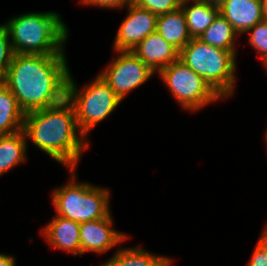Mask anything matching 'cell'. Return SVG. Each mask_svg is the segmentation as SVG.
Listing matches in <instances>:
<instances>
[{
  "label": "cell",
  "instance_id": "6da1fadb",
  "mask_svg": "<svg viewBox=\"0 0 267 266\" xmlns=\"http://www.w3.org/2000/svg\"><path fill=\"white\" fill-rule=\"evenodd\" d=\"M66 55L15 54L3 83L21 109L31 112L61 103L70 74Z\"/></svg>",
  "mask_w": 267,
  "mask_h": 266
},
{
  "label": "cell",
  "instance_id": "7a4b0ae2",
  "mask_svg": "<svg viewBox=\"0 0 267 266\" xmlns=\"http://www.w3.org/2000/svg\"><path fill=\"white\" fill-rule=\"evenodd\" d=\"M22 130L37 149L68 170L77 169L83 151L90 147L78 129L75 109L67 98L57 105L25 113Z\"/></svg>",
  "mask_w": 267,
  "mask_h": 266
},
{
  "label": "cell",
  "instance_id": "3957f363",
  "mask_svg": "<svg viewBox=\"0 0 267 266\" xmlns=\"http://www.w3.org/2000/svg\"><path fill=\"white\" fill-rule=\"evenodd\" d=\"M5 25L15 54L66 55L69 30L58 12L23 13Z\"/></svg>",
  "mask_w": 267,
  "mask_h": 266
},
{
  "label": "cell",
  "instance_id": "277c9868",
  "mask_svg": "<svg viewBox=\"0 0 267 266\" xmlns=\"http://www.w3.org/2000/svg\"><path fill=\"white\" fill-rule=\"evenodd\" d=\"M236 58L232 51L213 47L198 38H192L179 53V59L226 100L234 96L236 89Z\"/></svg>",
  "mask_w": 267,
  "mask_h": 266
},
{
  "label": "cell",
  "instance_id": "5b68a950",
  "mask_svg": "<svg viewBox=\"0 0 267 266\" xmlns=\"http://www.w3.org/2000/svg\"><path fill=\"white\" fill-rule=\"evenodd\" d=\"M75 170L69 169L68 183L51 193L56 215L78 223L106 217L110 213V189L77 181Z\"/></svg>",
  "mask_w": 267,
  "mask_h": 266
},
{
  "label": "cell",
  "instance_id": "8992f818",
  "mask_svg": "<svg viewBox=\"0 0 267 266\" xmlns=\"http://www.w3.org/2000/svg\"><path fill=\"white\" fill-rule=\"evenodd\" d=\"M82 87L76 84L70 72L66 98L75 109L79 131L88 139L91 130L112 114L122 100L99 74Z\"/></svg>",
  "mask_w": 267,
  "mask_h": 266
},
{
  "label": "cell",
  "instance_id": "52a82bcc",
  "mask_svg": "<svg viewBox=\"0 0 267 266\" xmlns=\"http://www.w3.org/2000/svg\"><path fill=\"white\" fill-rule=\"evenodd\" d=\"M157 75L183 110L196 112L222 100L201 76L180 59L169 64Z\"/></svg>",
  "mask_w": 267,
  "mask_h": 266
},
{
  "label": "cell",
  "instance_id": "ba28073f",
  "mask_svg": "<svg viewBox=\"0 0 267 266\" xmlns=\"http://www.w3.org/2000/svg\"><path fill=\"white\" fill-rule=\"evenodd\" d=\"M117 56L99 75L123 101L134 89L146 83L155 73L132 51H113Z\"/></svg>",
  "mask_w": 267,
  "mask_h": 266
},
{
  "label": "cell",
  "instance_id": "9c48e42d",
  "mask_svg": "<svg viewBox=\"0 0 267 266\" xmlns=\"http://www.w3.org/2000/svg\"><path fill=\"white\" fill-rule=\"evenodd\" d=\"M125 8L127 15L114 38V51H132L146 36L156 31L157 15L133 2Z\"/></svg>",
  "mask_w": 267,
  "mask_h": 266
},
{
  "label": "cell",
  "instance_id": "30bf717a",
  "mask_svg": "<svg viewBox=\"0 0 267 266\" xmlns=\"http://www.w3.org/2000/svg\"><path fill=\"white\" fill-rule=\"evenodd\" d=\"M110 212L106 217L80 223L81 255L87 252L105 254L129 238L124 232L114 229Z\"/></svg>",
  "mask_w": 267,
  "mask_h": 266
},
{
  "label": "cell",
  "instance_id": "8fae6325",
  "mask_svg": "<svg viewBox=\"0 0 267 266\" xmlns=\"http://www.w3.org/2000/svg\"><path fill=\"white\" fill-rule=\"evenodd\" d=\"M40 232L50 248L81 255L80 223L54 215Z\"/></svg>",
  "mask_w": 267,
  "mask_h": 266
},
{
  "label": "cell",
  "instance_id": "7c38bea8",
  "mask_svg": "<svg viewBox=\"0 0 267 266\" xmlns=\"http://www.w3.org/2000/svg\"><path fill=\"white\" fill-rule=\"evenodd\" d=\"M132 52L155 74L178 60L180 53L156 31L146 36Z\"/></svg>",
  "mask_w": 267,
  "mask_h": 266
},
{
  "label": "cell",
  "instance_id": "4fadbf2b",
  "mask_svg": "<svg viewBox=\"0 0 267 266\" xmlns=\"http://www.w3.org/2000/svg\"><path fill=\"white\" fill-rule=\"evenodd\" d=\"M219 13L240 36L264 20L262 0H225Z\"/></svg>",
  "mask_w": 267,
  "mask_h": 266
},
{
  "label": "cell",
  "instance_id": "5bb4252c",
  "mask_svg": "<svg viewBox=\"0 0 267 266\" xmlns=\"http://www.w3.org/2000/svg\"><path fill=\"white\" fill-rule=\"evenodd\" d=\"M156 32L179 51L185 47L192 37L187 28L185 15L181 7L157 17Z\"/></svg>",
  "mask_w": 267,
  "mask_h": 266
},
{
  "label": "cell",
  "instance_id": "9a60e30c",
  "mask_svg": "<svg viewBox=\"0 0 267 266\" xmlns=\"http://www.w3.org/2000/svg\"><path fill=\"white\" fill-rule=\"evenodd\" d=\"M27 142L23 130L0 135V177L27 161Z\"/></svg>",
  "mask_w": 267,
  "mask_h": 266
},
{
  "label": "cell",
  "instance_id": "2e32d148",
  "mask_svg": "<svg viewBox=\"0 0 267 266\" xmlns=\"http://www.w3.org/2000/svg\"><path fill=\"white\" fill-rule=\"evenodd\" d=\"M25 112L9 88L0 84V135L13 134L23 129Z\"/></svg>",
  "mask_w": 267,
  "mask_h": 266
},
{
  "label": "cell",
  "instance_id": "e0dca14e",
  "mask_svg": "<svg viewBox=\"0 0 267 266\" xmlns=\"http://www.w3.org/2000/svg\"><path fill=\"white\" fill-rule=\"evenodd\" d=\"M192 38H198L219 14V7L201 1H192L180 5Z\"/></svg>",
  "mask_w": 267,
  "mask_h": 266
},
{
  "label": "cell",
  "instance_id": "ac0fdd59",
  "mask_svg": "<svg viewBox=\"0 0 267 266\" xmlns=\"http://www.w3.org/2000/svg\"><path fill=\"white\" fill-rule=\"evenodd\" d=\"M240 35L220 13L213 23L198 37L202 42L223 50L232 51L237 56V37Z\"/></svg>",
  "mask_w": 267,
  "mask_h": 266
},
{
  "label": "cell",
  "instance_id": "d6986e66",
  "mask_svg": "<svg viewBox=\"0 0 267 266\" xmlns=\"http://www.w3.org/2000/svg\"><path fill=\"white\" fill-rule=\"evenodd\" d=\"M166 257L145 250L141 245L120 247L108 260L113 266H158Z\"/></svg>",
  "mask_w": 267,
  "mask_h": 266
},
{
  "label": "cell",
  "instance_id": "ffe728a7",
  "mask_svg": "<svg viewBox=\"0 0 267 266\" xmlns=\"http://www.w3.org/2000/svg\"><path fill=\"white\" fill-rule=\"evenodd\" d=\"M248 44L253 47L258 53V58L262 61L267 58V21L258 22L255 26L249 29Z\"/></svg>",
  "mask_w": 267,
  "mask_h": 266
},
{
  "label": "cell",
  "instance_id": "44dd1931",
  "mask_svg": "<svg viewBox=\"0 0 267 266\" xmlns=\"http://www.w3.org/2000/svg\"><path fill=\"white\" fill-rule=\"evenodd\" d=\"M15 52L13 50L7 27L0 24V74L4 76L13 60Z\"/></svg>",
  "mask_w": 267,
  "mask_h": 266
},
{
  "label": "cell",
  "instance_id": "7402d4cb",
  "mask_svg": "<svg viewBox=\"0 0 267 266\" xmlns=\"http://www.w3.org/2000/svg\"><path fill=\"white\" fill-rule=\"evenodd\" d=\"M139 7L148 9L155 15H163L180 7L176 0H133Z\"/></svg>",
  "mask_w": 267,
  "mask_h": 266
},
{
  "label": "cell",
  "instance_id": "603a6c76",
  "mask_svg": "<svg viewBox=\"0 0 267 266\" xmlns=\"http://www.w3.org/2000/svg\"><path fill=\"white\" fill-rule=\"evenodd\" d=\"M247 266H267V225L261 232Z\"/></svg>",
  "mask_w": 267,
  "mask_h": 266
},
{
  "label": "cell",
  "instance_id": "cb8c5ba5",
  "mask_svg": "<svg viewBox=\"0 0 267 266\" xmlns=\"http://www.w3.org/2000/svg\"><path fill=\"white\" fill-rule=\"evenodd\" d=\"M79 4L84 6H95L105 9H122L128 6L133 0H79Z\"/></svg>",
  "mask_w": 267,
  "mask_h": 266
},
{
  "label": "cell",
  "instance_id": "d4e9b609",
  "mask_svg": "<svg viewBox=\"0 0 267 266\" xmlns=\"http://www.w3.org/2000/svg\"><path fill=\"white\" fill-rule=\"evenodd\" d=\"M16 258L12 255L0 253V266H16Z\"/></svg>",
  "mask_w": 267,
  "mask_h": 266
},
{
  "label": "cell",
  "instance_id": "484cf974",
  "mask_svg": "<svg viewBox=\"0 0 267 266\" xmlns=\"http://www.w3.org/2000/svg\"><path fill=\"white\" fill-rule=\"evenodd\" d=\"M201 2H205L207 4L215 5V6H220L225 0H198Z\"/></svg>",
  "mask_w": 267,
  "mask_h": 266
},
{
  "label": "cell",
  "instance_id": "4316f807",
  "mask_svg": "<svg viewBox=\"0 0 267 266\" xmlns=\"http://www.w3.org/2000/svg\"><path fill=\"white\" fill-rule=\"evenodd\" d=\"M173 259L171 257L166 256V258L158 265V266H172Z\"/></svg>",
  "mask_w": 267,
  "mask_h": 266
},
{
  "label": "cell",
  "instance_id": "83f0119b",
  "mask_svg": "<svg viewBox=\"0 0 267 266\" xmlns=\"http://www.w3.org/2000/svg\"><path fill=\"white\" fill-rule=\"evenodd\" d=\"M263 3V16L264 20L267 21V0H262Z\"/></svg>",
  "mask_w": 267,
  "mask_h": 266
},
{
  "label": "cell",
  "instance_id": "f1b7e54d",
  "mask_svg": "<svg viewBox=\"0 0 267 266\" xmlns=\"http://www.w3.org/2000/svg\"><path fill=\"white\" fill-rule=\"evenodd\" d=\"M178 2L179 5L185 4V3H189L192 1H198V0H176Z\"/></svg>",
  "mask_w": 267,
  "mask_h": 266
},
{
  "label": "cell",
  "instance_id": "f546056e",
  "mask_svg": "<svg viewBox=\"0 0 267 266\" xmlns=\"http://www.w3.org/2000/svg\"><path fill=\"white\" fill-rule=\"evenodd\" d=\"M99 266H113V264L109 260H106V262L101 263Z\"/></svg>",
  "mask_w": 267,
  "mask_h": 266
},
{
  "label": "cell",
  "instance_id": "4dcf8cb0",
  "mask_svg": "<svg viewBox=\"0 0 267 266\" xmlns=\"http://www.w3.org/2000/svg\"><path fill=\"white\" fill-rule=\"evenodd\" d=\"M262 64L264 65V67H266V69H267V58L266 59H264L263 61H262Z\"/></svg>",
  "mask_w": 267,
  "mask_h": 266
},
{
  "label": "cell",
  "instance_id": "1f68e13d",
  "mask_svg": "<svg viewBox=\"0 0 267 266\" xmlns=\"http://www.w3.org/2000/svg\"><path fill=\"white\" fill-rule=\"evenodd\" d=\"M3 82V76L0 74V84Z\"/></svg>",
  "mask_w": 267,
  "mask_h": 266
},
{
  "label": "cell",
  "instance_id": "d6a6232c",
  "mask_svg": "<svg viewBox=\"0 0 267 266\" xmlns=\"http://www.w3.org/2000/svg\"><path fill=\"white\" fill-rule=\"evenodd\" d=\"M264 137H265V140H266V142H265V143H267V130H266V132H265V135H264Z\"/></svg>",
  "mask_w": 267,
  "mask_h": 266
}]
</instances>
